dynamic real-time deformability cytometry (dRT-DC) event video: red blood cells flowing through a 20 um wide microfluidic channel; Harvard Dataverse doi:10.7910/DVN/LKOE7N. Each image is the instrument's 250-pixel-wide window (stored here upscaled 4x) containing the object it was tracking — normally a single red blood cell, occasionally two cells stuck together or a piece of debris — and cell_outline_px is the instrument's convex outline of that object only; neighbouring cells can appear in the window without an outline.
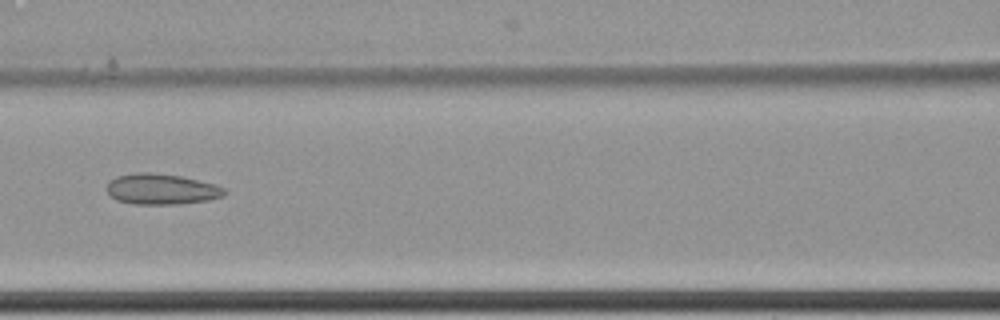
{"species": "common noctule bat (a hibernating species)", "species_latin": "Nyctalus noctula", "temperature_condition": "cold", "stored_images_in_passage": 17, "camera_frame_rate_fps": 3000, "um_per_image_px": 0.085, "animal": {"sex": "female", "body_mass_g": 22.7, "forearm_length_mm": 54.2}, "frame": {"image": 1, "passage_image": 8, "time_ms": 2.333, "image_size_px": [1000, 320], "cell_outline_px": [[228, 192], [224, 196], [208, 200], [180, 204], [132, 204], [116, 200], [104, 188], [108, 180], [116, 176], [136, 172], [152, 172], [180, 176], [216, 184], [224, 188]], "centroid_in_image_um": [13.7, 16.07], "position_along_channel_um": 152.9, "area_um2": 21.39}}
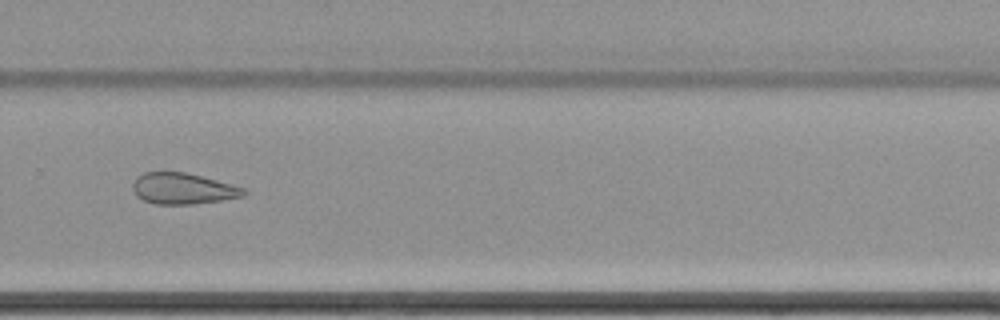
{"frame": {"image": 2, "passage_image": 12, "time_ms": 3.667, "image_size_px": [1000, 320], "cell_outline_px": [[248, 192], [244, 196], [196, 204], [156, 204], [144, 200], [136, 196], [132, 188], [132, 184], [136, 176], [144, 172], [184, 172], [216, 180], [244, 188]], "centroid_in_image_um": [15.51, 16.03], "position_along_channel_um": 314.3, "area_um2": 20.06}}
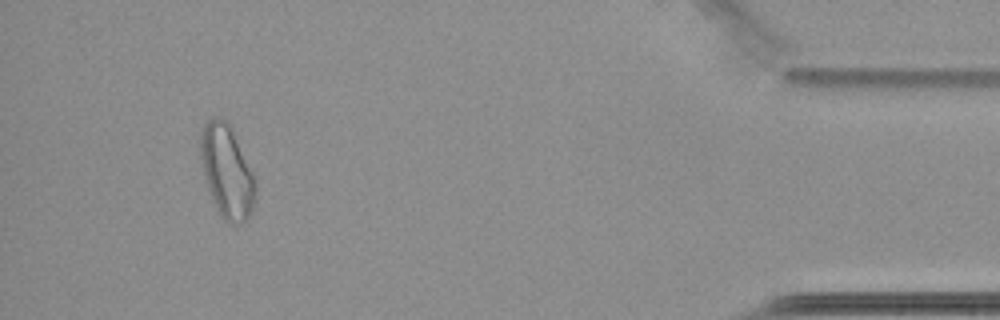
{"frame": {"image": 3, "passage_image": 15, "time_ms": 4.667, "image_size_px": [1000, 320], "cell_outline_px": [[256, 196], [252, 208], [248, 216], [240, 224], [228, 224], [220, 216], [212, 200], [204, 176], [200, 156], [200, 132], [204, 124], [208, 120], [220, 116], [232, 128], [252, 172], [256, 184]], "centroid_in_image_um": [19.27, 14.59], "position_along_channel_um": 415.9, "area_um2": 29.65}}